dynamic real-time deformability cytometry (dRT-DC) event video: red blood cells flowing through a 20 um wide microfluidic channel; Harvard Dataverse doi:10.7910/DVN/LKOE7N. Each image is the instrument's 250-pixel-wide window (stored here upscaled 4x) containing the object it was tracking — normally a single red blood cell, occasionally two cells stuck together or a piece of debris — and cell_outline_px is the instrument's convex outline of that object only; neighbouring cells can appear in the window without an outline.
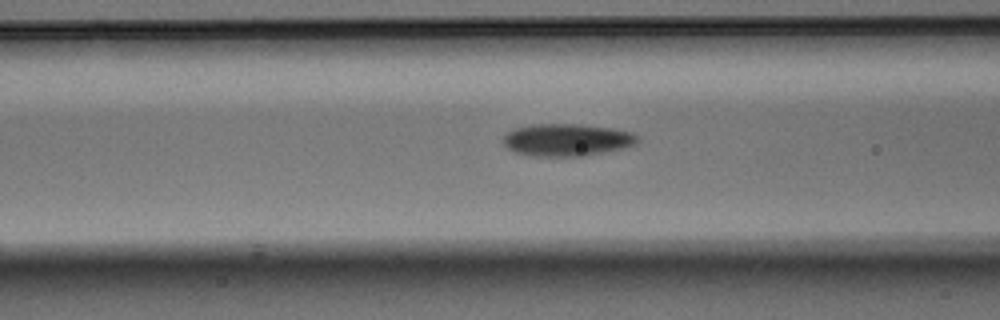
{"species": "Egyptian fruit bat (a non-hibernating species)", "species_latin": "Rousettus aegyptiacus", "temperature_condition": "warm", "stored_images_in_passage": 38, "camera_frame_rate_fps": 3000, "um_per_image_px": 0.085, "animal": {"sex": "male"}, "frame": {"image": 1, "passage_image": 15, "time_ms": 4.667, "image_size_px": [1000, 320], "cell_outline_px": [[640, 140], [624, 148], [584, 156], [528, 156], [516, 152], [508, 148], [504, 144], [504, 136], [512, 128], [532, 124], [580, 124], [612, 128], [632, 132], [640, 136]], "centroid_in_image_um": [48.19, 11.88], "position_along_channel_um": 118.4, "area_um2": 25.43}}
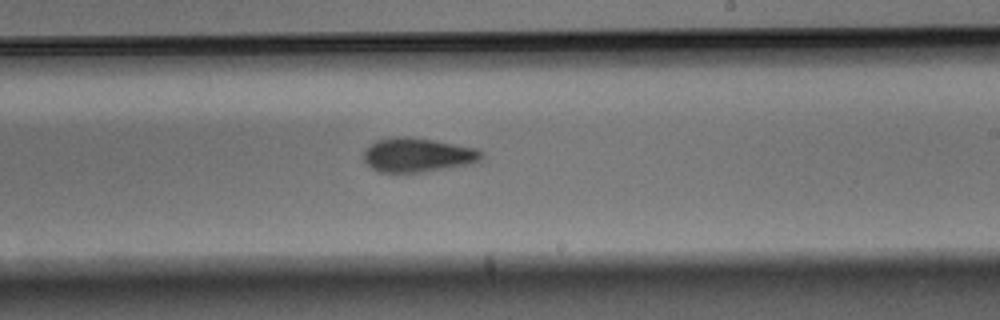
{"frame": {"image": 2, "passage_image": 26, "time_ms": 8.333, "image_size_px": [1000, 320], "cell_outline_px": [[484, 156], [480, 160], [468, 164], [424, 172], [376, 172], [364, 160], [364, 148], [376, 140], [396, 136], [408, 136], [432, 140], [476, 148], [484, 152]], "centroid_in_image_um": [35.47, 13.17], "position_along_channel_um": 253.5, "area_um2": 23.47}}
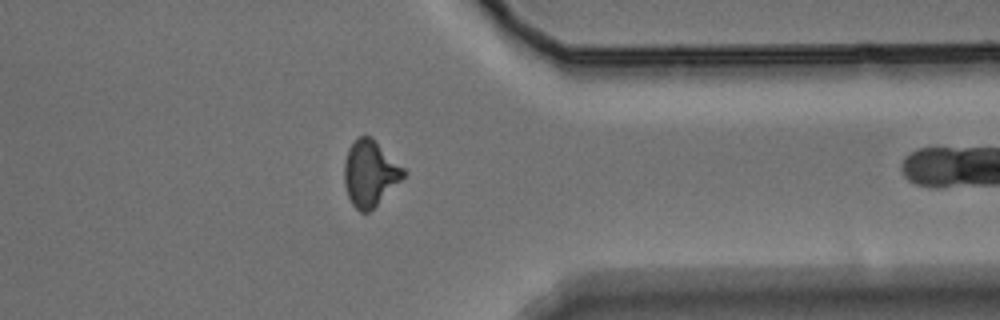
{"frame": {"image": 3, "passage_image": 37, "time_ms": 12.0, "image_size_px": [1000, 320], "cell_outline_px": [[408, 172], [368, 212], [360, 212], [352, 204], [348, 196], [344, 184], [344, 160], [348, 148], [360, 136], [372, 136]], "centroid_in_image_um": [31.43, 14.7], "position_along_channel_um": 380.0, "area_um2": 22.43}}